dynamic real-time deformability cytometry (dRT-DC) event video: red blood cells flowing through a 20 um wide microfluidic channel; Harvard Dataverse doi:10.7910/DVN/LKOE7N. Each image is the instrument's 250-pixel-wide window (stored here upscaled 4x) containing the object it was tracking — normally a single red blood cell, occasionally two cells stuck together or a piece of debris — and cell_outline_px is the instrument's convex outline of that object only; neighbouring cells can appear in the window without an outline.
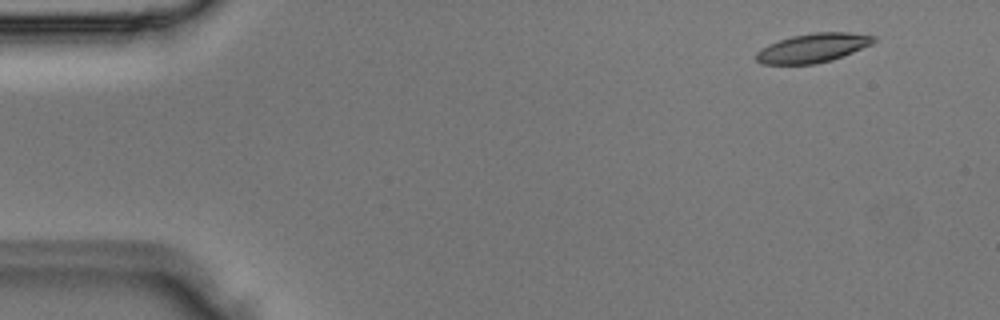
{"species": "Egyptian fruit bat (a non-hibernating species)", "species_latin": "Rousettus aegyptiacus", "temperature_condition": "room temperature", "stored_images_in_passage": 3, "camera_frame_rate_fps": 3000, "um_per_image_px": 0.085, "animal": {"sex": "male"}, "frame": {"image": 1, "passage_image": 1, "time_ms": 0.0, "image_size_px": [1000, 320], "cell_outline_px": [[876, 40], [872, 44], [844, 56], [832, 60], [816, 64], [760, 64], [756, 60], [756, 52], [768, 44], [792, 36], [812, 32], [848, 32], [876, 36]], "centroid_in_image_um": [69.11, 4.08], "position_along_channel_um": 15.9, "area_um2": 20.0}}